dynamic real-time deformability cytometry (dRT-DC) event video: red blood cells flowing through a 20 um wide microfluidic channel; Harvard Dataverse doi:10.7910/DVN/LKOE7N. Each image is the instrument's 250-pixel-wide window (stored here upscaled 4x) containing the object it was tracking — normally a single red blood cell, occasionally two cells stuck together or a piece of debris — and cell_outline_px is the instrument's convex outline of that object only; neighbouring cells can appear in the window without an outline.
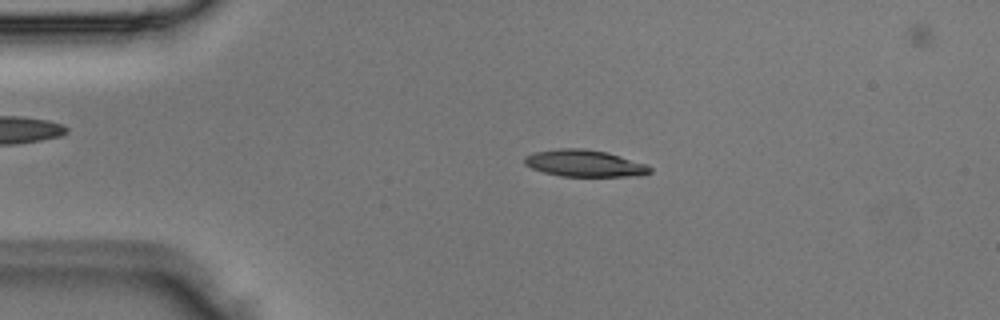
{"species": "Egyptian fruit bat (a non-hibernating species)", "species_latin": "Rousettus aegyptiacus", "temperature_condition": "room temperature", "stored_images_in_passage": 4, "segment_of_instrument_passage": [1, 2], "camera_frame_rate_fps": 3000, "um_per_image_px": 0.085, "animal": {"sex": "male"}, "frame": {"image": 1, "passage_image": 2, "time_ms": 0.333, "image_size_px": [1000, 320], "cell_outline_px": [[652, 172], [640, 176], [560, 176], [544, 172], [532, 168], [524, 164], [524, 156], [536, 152], [560, 148], [584, 148], [608, 152], [648, 164], [652, 168]], "centroid_in_image_um": [49.73, 13.88], "position_along_channel_um": 35.3, "area_um2": 19.77}}